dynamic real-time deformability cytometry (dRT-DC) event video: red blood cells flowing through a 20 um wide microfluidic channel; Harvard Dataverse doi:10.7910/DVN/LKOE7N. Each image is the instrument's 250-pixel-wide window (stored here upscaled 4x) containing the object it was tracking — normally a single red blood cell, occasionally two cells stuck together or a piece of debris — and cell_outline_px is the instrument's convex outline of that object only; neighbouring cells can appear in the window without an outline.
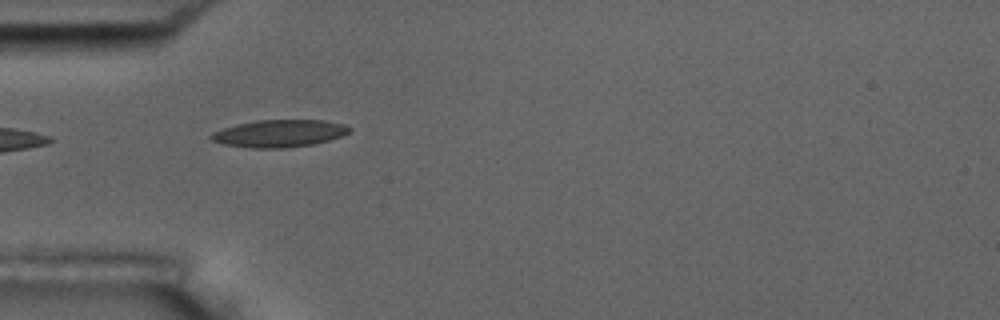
{"species": "common noctule bat (a hibernating species)", "species_latin": "Nyctalus noctula", "temperature_condition": "room temperature", "stored_images_in_passage": 4, "camera_frame_rate_fps": 3000, "um_per_image_px": 0.085, "animal": {"sex": "male", "body_mass_g": 17.5, "forearm_length_mm": 52.3}, "frame": {"image": 1, "passage_image": 1, "time_ms": 0.0, "image_size_px": [1000, 320], "cell_outline_px": [[352, 128], [348, 132], [340, 136], [328, 140], [312, 144], [284, 148], [252, 148], [224, 144], [212, 140], [208, 136], [212, 132], [236, 124], [256, 120], [324, 120], [344, 124]], "centroid_in_image_um": [23.71, 11.33], "position_along_channel_um": 61.3, "area_um2": 21.91}}